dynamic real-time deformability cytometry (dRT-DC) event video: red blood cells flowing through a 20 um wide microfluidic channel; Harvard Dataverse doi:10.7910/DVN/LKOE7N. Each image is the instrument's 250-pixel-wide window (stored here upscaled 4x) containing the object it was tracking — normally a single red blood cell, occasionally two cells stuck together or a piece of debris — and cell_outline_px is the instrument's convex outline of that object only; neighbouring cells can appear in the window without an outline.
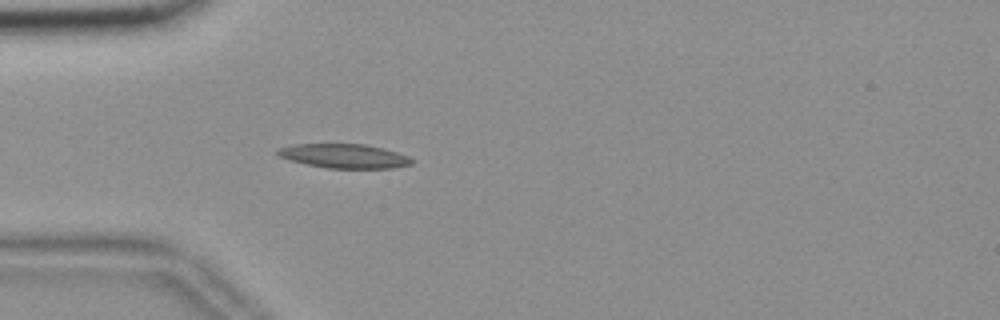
{"species": "common noctule bat (a hibernating species)", "species_latin": "Nyctalus noctula", "temperature_condition": "room temperature", "stored_images_in_passage": 39, "camera_frame_rate_fps": 3000, "um_per_image_px": 0.085, "animal": {"sex": "female", "body_mass_g": 18.4}, "frame": {"image": 1, "passage_image": 7, "time_ms": 2.0, "image_size_px": [1000, 320], "cell_outline_px": [[412, 164], [392, 168], [328, 168], [308, 164], [292, 160], [280, 156], [276, 152], [280, 148], [296, 144], [364, 144], [396, 152], [408, 156], [412, 160]], "centroid_in_image_um": [29.28, 13.26], "position_along_channel_um": 55.7, "area_um2": 18.44}}
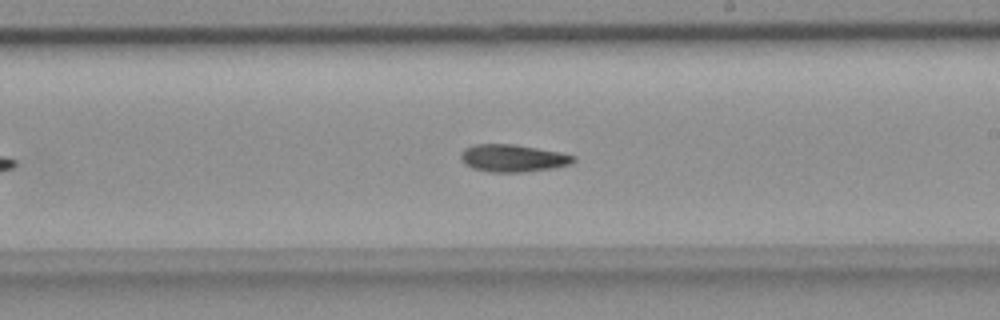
{"frame": {"image": 2, "passage_image": 23, "time_ms": 7.333, "image_size_px": [1000, 320], "cell_outline_px": [[576, 160], [568, 164], [552, 168], [520, 172], [492, 172], [472, 168], [464, 164], [460, 160], [460, 152], [464, 148], [472, 144], [512, 144], [560, 152], [576, 156]], "centroid_in_image_um": [43.53, 13.43], "position_along_channel_um": 245.5, "area_um2": 17.98}}
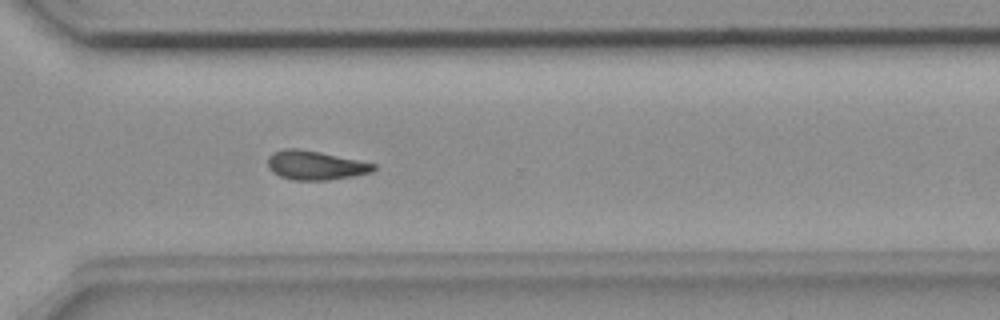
{"frame": {"image": 3, "passage_image": 31, "time_ms": 10.0, "image_size_px": [1000, 320], "cell_outline_px": [[376, 168], [372, 172], [352, 176], [328, 180], [292, 180], [280, 176], [272, 172], [268, 168], [268, 156], [272, 152], [284, 148], [296, 148], [320, 152], [376, 164]], "centroid_in_image_um": [26.76, 14.05], "position_along_channel_um": 343.8, "area_um2": 17.92}}